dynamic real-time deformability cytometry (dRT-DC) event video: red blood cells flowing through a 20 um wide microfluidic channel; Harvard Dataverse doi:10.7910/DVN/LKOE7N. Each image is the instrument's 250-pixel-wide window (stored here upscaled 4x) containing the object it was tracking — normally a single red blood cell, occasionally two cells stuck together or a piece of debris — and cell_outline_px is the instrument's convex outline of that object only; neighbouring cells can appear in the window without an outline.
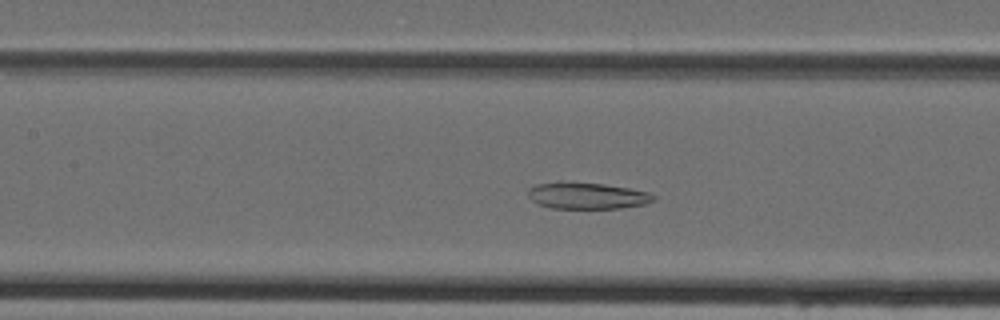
{"species": "Egyptian fruit bat (a non-hibernating species)", "species_latin": "Rousettus aegyptiacus", "temperature_condition": "cold", "stored_images_in_passage": 42, "camera_frame_rate_fps": 3000, "um_per_image_px": 0.085, "animal": {"sex": "female"}, "frame": {"image": 1, "passage_image": 17, "time_ms": 5.333, "image_size_px": [1000, 320], "cell_outline_px": [[656, 200], [644, 204], [620, 208], [552, 208], [536, 204], [528, 196], [528, 188], [536, 184], [604, 184], [628, 188], [648, 192], [656, 196]], "centroid_in_image_um": [49.94, 16.67], "position_along_channel_um": 157.5, "area_um2": 18.73}}
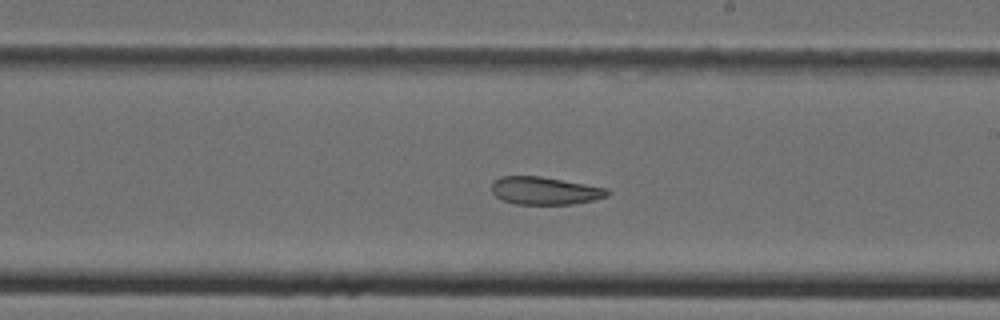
{"frame": {"image": 2, "passage_image": 23, "time_ms": 7.333, "image_size_px": [1000, 320], "cell_outline_px": [[608, 196], [592, 200], [572, 204], [516, 204], [504, 200], [496, 196], [492, 192], [492, 180], [500, 176], [540, 176], [608, 188]], "centroid_in_image_um": [46.28, 16.2], "position_along_channel_um": 242.7, "area_um2": 18.61}}
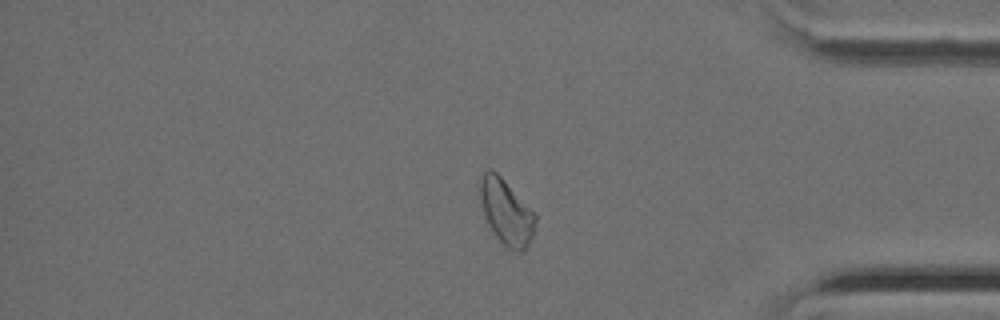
{"frame": {"image": 3, "passage_image": 35, "time_ms": 11.333, "image_size_px": [1000, 320], "cell_outline_px": [[536, 220], [532, 236], [524, 252], [512, 252], [496, 236], [488, 224], [484, 216], [476, 192], [476, 184], [480, 176], [488, 168], [492, 168], [536, 212]], "centroid_in_image_um": [42.98, 17.97], "position_along_channel_um": 392.2, "area_um2": 21.79}}